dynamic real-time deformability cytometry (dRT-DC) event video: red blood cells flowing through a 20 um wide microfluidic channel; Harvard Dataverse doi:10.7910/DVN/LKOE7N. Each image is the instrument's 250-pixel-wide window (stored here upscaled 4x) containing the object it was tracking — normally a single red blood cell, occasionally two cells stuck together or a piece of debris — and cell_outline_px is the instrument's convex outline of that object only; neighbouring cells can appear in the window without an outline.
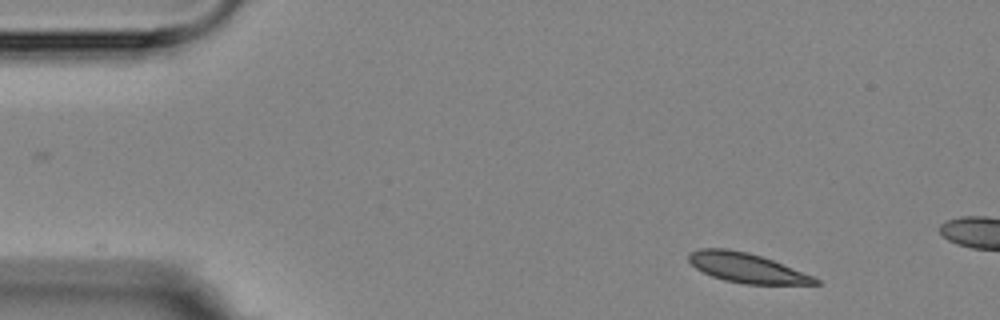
{"species": "Egyptian fruit bat (a non-hibernating species)", "species_latin": "Rousettus aegyptiacus", "temperature_condition": "room temperature", "stored_images_in_passage": 5, "camera_frame_rate_fps": 3000, "um_per_image_px": 0.085, "animal": {"sex": "female"}, "frame": {"image": 1, "passage_image": 1, "time_ms": 0.0, "image_size_px": [1000, 320], "cell_outline_px": [[820, 284], [744, 284], [724, 280], [712, 276], [696, 268], [688, 260], [688, 252], [700, 248], [728, 248], [748, 252], [772, 260], [812, 276], [820, 280]], "centroid_in_image_um": [63.42, 22.76], "position_along_channel_um": 21.6, "area_um2": 21.62}}